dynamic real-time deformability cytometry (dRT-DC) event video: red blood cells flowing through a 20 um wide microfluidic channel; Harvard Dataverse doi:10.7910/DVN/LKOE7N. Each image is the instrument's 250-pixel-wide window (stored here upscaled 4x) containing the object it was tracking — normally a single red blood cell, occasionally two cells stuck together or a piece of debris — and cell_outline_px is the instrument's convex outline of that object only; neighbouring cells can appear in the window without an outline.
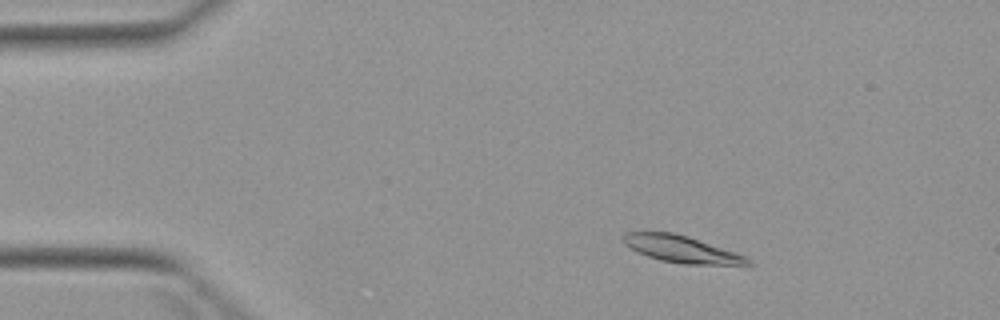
{"species": "Egyptian fruit bat (a non-hibernating species)", "species_latin": "Rousettus aegyptiacus", "temperature_condition": "warm", "stored_images_in_passage": 7, "camera_frame_rate_fps": 3000, "um_per_image_px": 0.085, "animal": {"sex": "female"}, "frame": {"image": 1, "passage_image": 2, "time_ms": 1.667, "image_size_px": [1000, 320], "cell_outline_px": [[756, 264], [684, 264], [660, 260], [636, 252], [624, 244], [620, 240], [620, 236], [624, 232], [672, 232], [688, 236], [744, 256], [752, 260]], "centroid_in_image_um": [57.82, 21.16], "position_along_channel_um": 27.2, "area_um2": 19.36}}
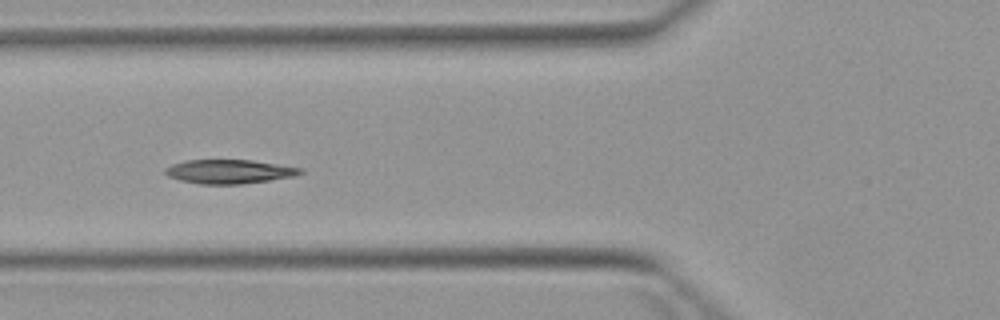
{"frame": {"image": 2, "passage_image": 5, "time_ms": 5.333, "image_size_px": [1000, 320], "cell_outline_px": [[304, 172], [296, 176], [240, 184], [200, 184], [180, 180], [168, 176], [164, 172], [164, 168], [172, 164], [184, 160], [252, 160], [304, 168]], "centroid_in_image_um": [19.49, 14.58], "position_along_channel_um": 106.3, "area_um2": 18.96}}
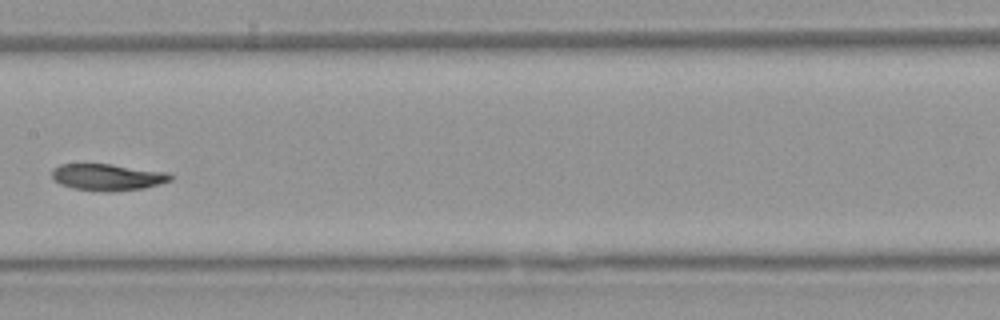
{"frame": {"image": 3, "passage_image": 7, "time_ms": 7.667, "image_size_px": [1000, 320], "cell_outline_px": [[172, 180], [160, 184], [144, 188], [112, 192], [108, 192], [72, 188], [60, 184], [52, 180], [52, 168], [60, 164], [112, 164], [168, 172], [172, 176]], "centroid_in_image_um": [9.13, 15.06], "position_along_channel_um": 198.3, "area_um2": 18.61}}